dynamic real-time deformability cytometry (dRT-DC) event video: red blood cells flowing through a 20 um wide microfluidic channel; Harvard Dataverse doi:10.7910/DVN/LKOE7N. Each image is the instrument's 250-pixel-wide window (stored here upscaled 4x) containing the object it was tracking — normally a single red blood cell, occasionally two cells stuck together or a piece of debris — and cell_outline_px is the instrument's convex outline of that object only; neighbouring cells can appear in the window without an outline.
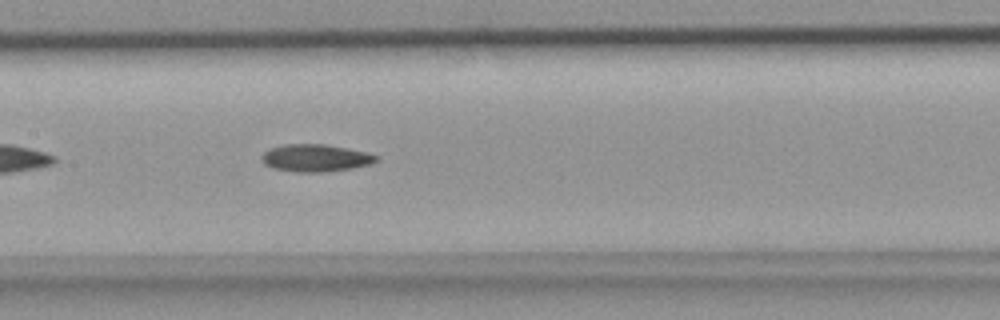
{"species": "common noctule bat (a hibernating species)", "species_latin": "Nyctalus noctula", "temperature_condition": "room temperature", "stored_images_in_passage": 30, "camera_frame_rate_fps": 3000, "um_per_image_px": 0.085, "animal": {"sex": "female", "body_mass_g": 18.4}, "frame": {"image": 1, "passage_image": 9, "time_ms": 2.667, "image_size_px": [1000, 320], "cell_outline_px": [[380, 160], [372, 164], [352, 168], [324, 172], [296, 172], [272, 168], [264, 164], [260, 160], [260, 156], [264, 152], [272, 148], [284, 144], [324, 144], [368, 152], [380, 156]], "centroid_in_image_um": [26.85, 13.43], "position_along_channel_um": 180.6, "area_um2": 18.5}}
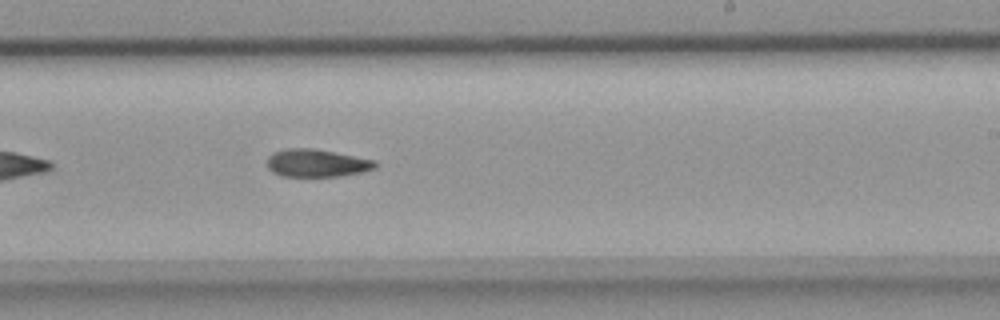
{"frame": {"image": 2, "passage_image": 14, "time_ms": 4.333, "image_size_px": [1000, 320], "cell_outline_px": [[376, 168], [360, 172], [340, 176], [280, 176], [272, 172], [268, 168], [268, 156], [272, 152], [284, 148], [312, 148], [376, 160]], "centroid_in_image_um": [26.88, 13.85], "position_along_channel_um": 262.1, "area_um2": 17.46}}
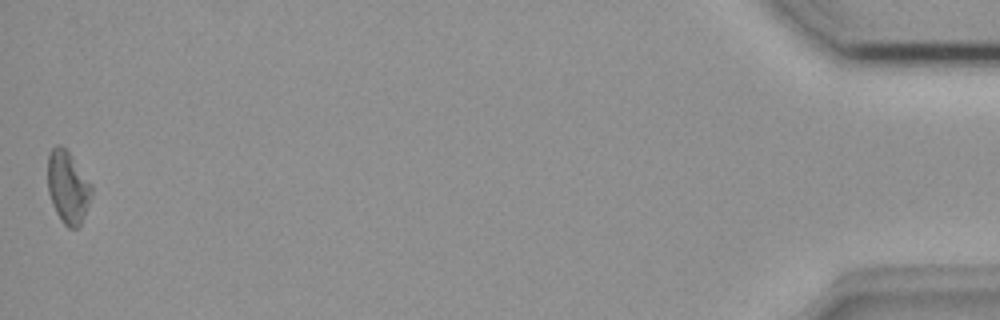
{"frame": {"image": 3, "passage_image": 30, "time_ms": 9.667, "image_size_px": [1000, 320], "cell_outline_px": [[92, 196], [80, 224], [76, 228], [68, 228], [60, 220], [52, 204], [48, 192], [48, 156], [52, 148], [56, 144], [60, 144], [68, 152], [92, 184]], "centroid_in_image_um": [5.76, 15.92], "position_along_channel_um": 429.4, "area_um2": 18.38}}